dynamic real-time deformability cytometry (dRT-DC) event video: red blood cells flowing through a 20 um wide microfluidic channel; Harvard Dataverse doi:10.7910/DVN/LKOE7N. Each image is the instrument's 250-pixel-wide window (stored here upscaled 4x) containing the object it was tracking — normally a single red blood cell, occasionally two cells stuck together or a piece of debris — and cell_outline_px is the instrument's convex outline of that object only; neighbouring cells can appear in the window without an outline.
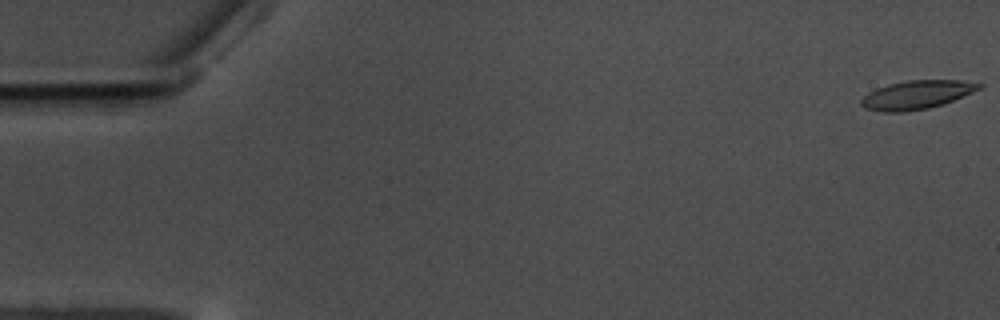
{"species": "common noctule bat (a hibernating species)", "species_latin": "Nyctalus noctula", "temperature_condition": "warm", "stored_images_in_passage": 57, "camera_frame_rate_fps": 3000, "um_per_image_px": 0.085, "animal": {"sex": "male", "body_mass_g": 17.5, "forearm_length_mm": 52.3}, "frame": {"image": 1, "passage_image": 1, "time_ms": 0.0, "image_size_px": [1000, 320], "cell_outline_px": [[984, 88], [944, 104], [928, 108], [904, 112], [884, 112], [864, 108], [860, 104], [860, 100], [868, 92], [876, 88], [888, 84], [908, 80], [960, 80], [984, 84]], "centroid_in_image_um": [77.94, 8.05], "position_along_channel_um": 7.1, "area_um2": 19.88}}
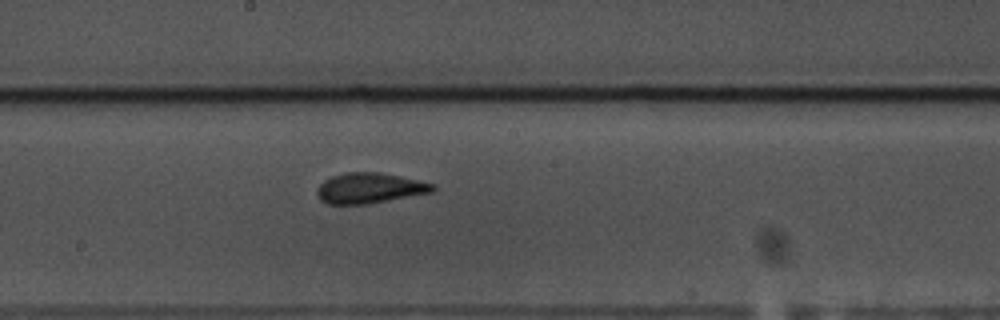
{"frame": {"image": 2, "passage_image": 32, "time_ms": 10.333, "image_size_px": [1000, 320], "cell_outline_px": [[436, 188], [432, 192], [368, 204], [328, 204], [320, 200], [316, 192], [316, 188], [324, 180], [332, 176], [344, 172], [380, 172], [420, 180], [436, 184]], "centroid_in_image_um": [31.41, 15.98], "position_along_channel_um": 216.8, "area_um2": 20.69}}
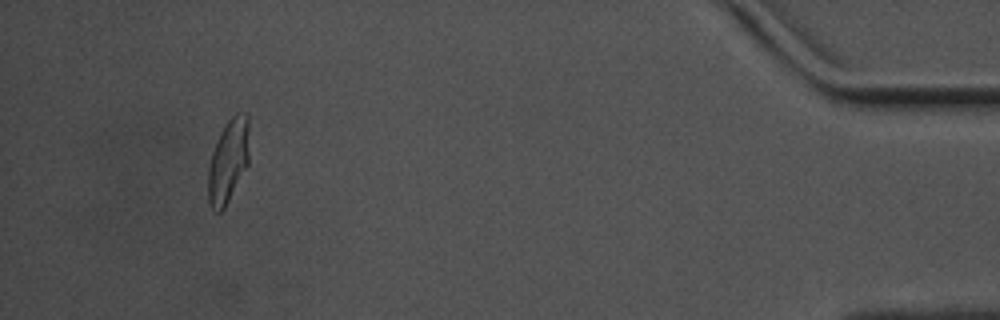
{"frame": {"image": 3, "passage_image": 55, "time_ms": 18.0, "image_size_px": [1000, 320], "cell_outline_px": [[248, 164], [224, 208], [220, 212], [216, 212], [212, 208], [208, 200], [208, 168], [212, 152], [216, 140], [224, 124], [236, 112], [248, 116]], "centroid_in_image_um": [19.38, 13.67], "position_along_channel_um": 415.8, "area_um2": 19.83}}